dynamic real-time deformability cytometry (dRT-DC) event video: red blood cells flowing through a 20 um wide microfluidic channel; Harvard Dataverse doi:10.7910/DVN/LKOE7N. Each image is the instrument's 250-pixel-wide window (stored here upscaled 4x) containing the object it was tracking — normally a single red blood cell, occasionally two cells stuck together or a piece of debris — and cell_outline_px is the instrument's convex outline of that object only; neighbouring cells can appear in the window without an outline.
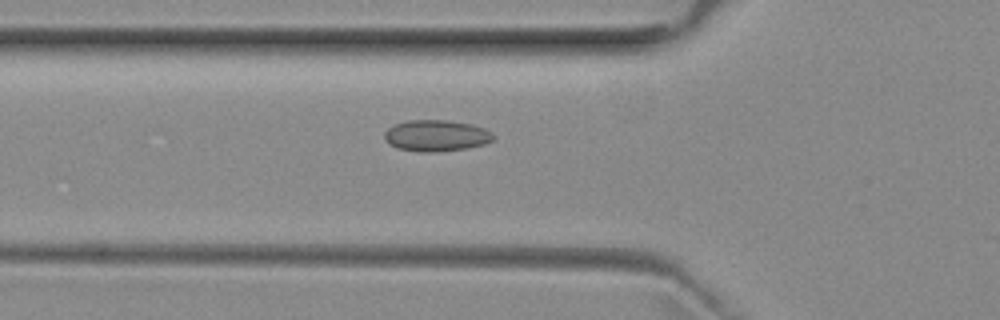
{"species": "common noctule bat (a hibernating species)", "species_latin": "Nyctalus noctula", "temperature_condition": "room temperature", "stored_images_in_passage": 35, "camera_frame_rate_fps": 3000, "um_per_image_px": 0.085, "animal": {"sex": "female", "body_mass_g": 29.2, "forearm_length_mm": 56.3}, "frame": {"image": 1, "passage_image": 7, "time_ms": 2.0, "image_size_px": [1000, 320], "cell_outline_px": [[496, 136], [492, 140], [484, 144], [468, 148], [432, 152], [420, 152], [396, 148], [388, 144], [384, 140], [384, 132], [388, 128], [396, 124], [408, 120], [448, 120], [472, 124], [484, 128], [492, 132]], "centroid_in_image_um": [37.07, 11.53], "position_along_channel_um": 88.7, "area_um2": 20.06}}
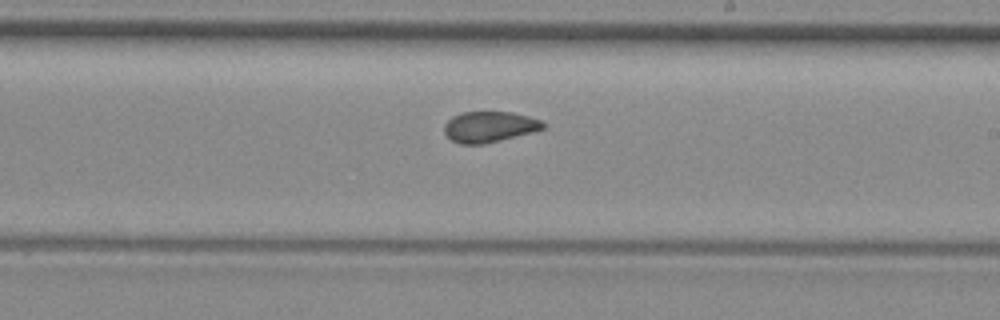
{"frame": {"image": 2, "passage_image": 19, "time_ms": 6.0, "image_size_px": [1000, 320], "cell_outline_px": [[544, 128], [532, 132], [484, 144], [460, 144], [452, 140], [444, 132], [444, 124], [452, 116], [460, 112], [512, 112], [528, 116], [540, 120], [544, 124]], "centroid_in_image_um": [41.56, 10.77], "position_along_channel_um": 247.4, "area_um2": 17.63}}
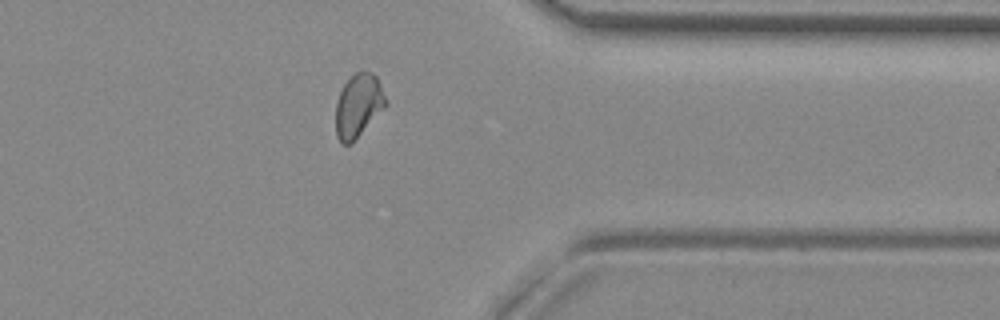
{"frame": {"image": 3, "passage_image": 30, "time_ms": 9.667, "image_size_px": [1000, 320], "cell_outline_px": [[388, 104], [352, 144], [344, 144], [336, 136], [336, 104], [340, 92], [344, 84], [356, 72], [372, 72], [376, 76], [380, 84]], "centroid_in_image_um": [30.46, 9.0], "position_along_channel_um": 380.9, "area_um2": 18.32}, "authors_computed_cell_mechanics": {"area_um2": 18.3226, "velocity_mm_per_s": 3.9649, "shape_relaxation_time_tau1_ms": null, "shape_relaxation_time_tau2_ms": 1.6448, "deformation_change_tau1": null, "deformation_change_tau2": 0.0598}}